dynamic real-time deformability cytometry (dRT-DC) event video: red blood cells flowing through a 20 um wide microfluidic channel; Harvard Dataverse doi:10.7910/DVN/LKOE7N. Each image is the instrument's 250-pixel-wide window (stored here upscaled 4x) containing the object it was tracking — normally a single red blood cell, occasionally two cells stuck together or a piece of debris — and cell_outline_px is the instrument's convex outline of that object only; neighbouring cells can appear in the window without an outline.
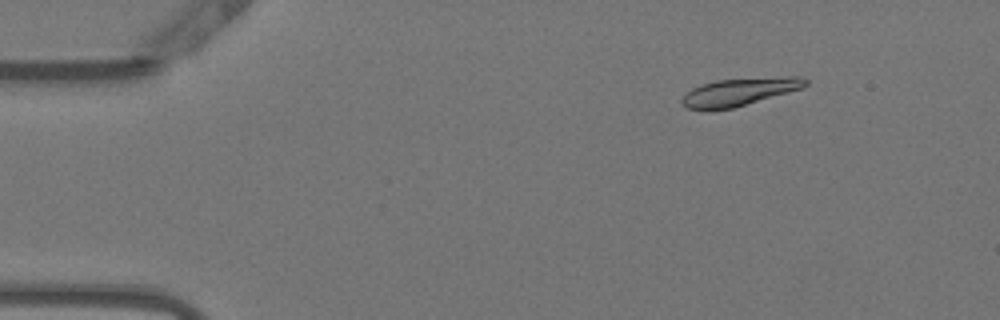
{"species": "Egyptian fruit bat (a non-hibernating species)", "species_latin": "Rousettus aegyptiacus", "temperature_condition": "warm", "stored_images_in_passage": 53, "camera_frame_rate_fps": 3000, "um_per_image_px": 0.085, "animal": {"sex": "female"}, "frame": {"image": 1, "passage_image": 7, "time_ms": 2.0, "image_size_px": [1000, 320], "cell_outline_px": [[808, 84], [804, 88], [732, 108], [688, 108], [680, 104], [680, 100], [692, 88], [716, 80], [788, 76], [800, 76], [808, 80]], "centroid_in_image_um": [62.92, 7.78], "position_along_channel_um": 22.1, "area_um2": 19.54}}
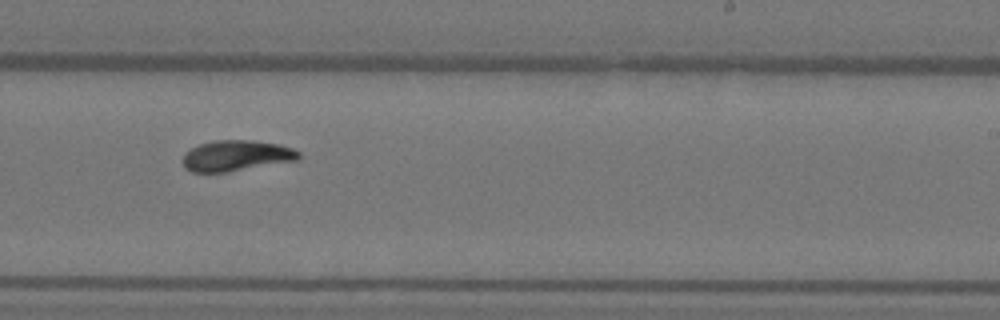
{"frame": {"image": 2, "passage_image": 33, "time_ms": 10.667, "image_size_px": [1000, 320], "cell_outline_px": [[300, 160], [228, 172], [192, 172], [184, 168], [184, 152], [200, 144], [216, 140], [252, 140], [280, 144], [292, 148], [300, 152]], "centroid_in_image_um": [20.12, 13.24], "position_along_channel_um": 268.9, "area_um2": 20.92}}
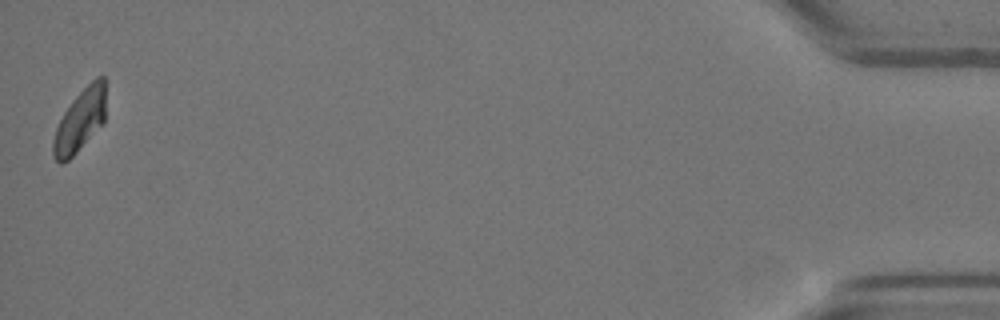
{"frame": {"image": 3, "passage_image": 53, "time_ms": 17.333, "image_size_px": [1000, 320], "cell_outline_px": [[104, 124], [68, 160], [60, 164], [56, 160], [52, 152], [52, 140], [56, 128], [64, 112], [72, 100], [96, 76], [104, 76]], "centroid_in_image_um": [6.79, 10.26], "position_along_channel_um": 428.4, "area_um2": 18.9}, "authors_computed_cell_mechanics": {"area_um2": 19.9988, "velocity_mm_per_s": 3.7849, "shape_relaxation_time_tau1_ms": 5.9745, "shape_relaxation_time_tau2_ms": 0.8938, "deformation_change_tau1": 0.1755, "deformation_change_tau2": 0.044}}